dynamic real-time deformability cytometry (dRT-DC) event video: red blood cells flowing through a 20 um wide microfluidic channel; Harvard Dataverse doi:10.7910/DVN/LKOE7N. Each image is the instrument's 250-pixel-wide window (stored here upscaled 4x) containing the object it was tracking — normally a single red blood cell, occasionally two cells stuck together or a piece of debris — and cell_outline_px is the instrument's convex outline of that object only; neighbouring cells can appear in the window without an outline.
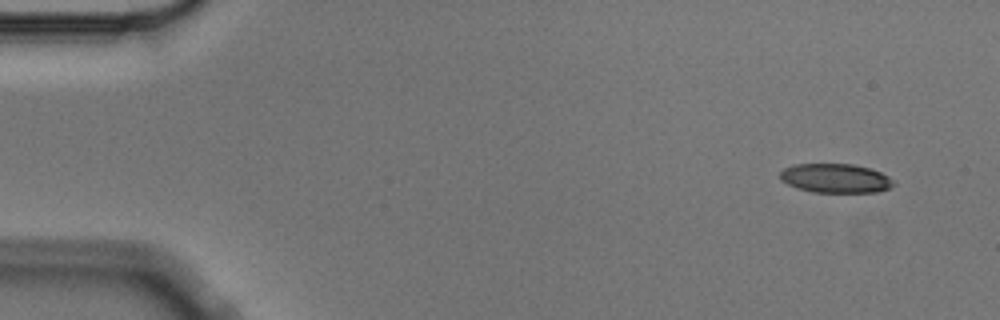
{"species": "Egyptian fruit bat (a non-hibernating species)", "species_latin": "Rousettus aegyptiacus", "temperature_condition": "cold", "stored_images_in_passage": 5, "camera_frame_rate_fps": 3000, "um_per_image_px": 0.085, "animal": {"sex": "male"}, "frame": {"image": 1, "passage_image": 1, "time_ms": 0.0, "image_size_px": [1000, 320], "cell_outline_px": [[896, 184], [892, 188], [876, 192], [812, 192], [796, 188], [780, 180], [780, 172], [784, 168], [796, 164], [852, 164], [868, 168], [880, 172], [888, 176]], "centroid_in_image_um": [71.02, 15.16], "position_along_channel_um": 14.0, "area_um2": 19.31}}
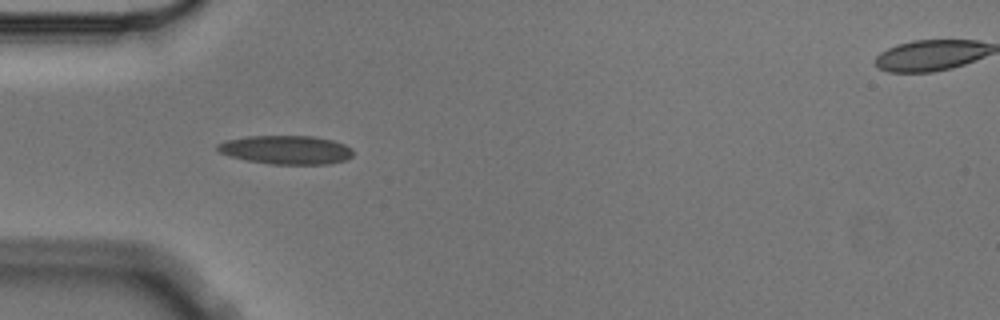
{"frame": {"image": 2, "passage_image": 4, "time_ms": 1.0, "image_size_px": [1000, 320], "cell_outline_px": [[352, 156], [344, 160], [328, 164], [272, 164], [248, 160], [228, 156], [220, 152], [216, 148], [216, 144], [228, 140], [248, 136], [312, 136], [332, 140], [344, 144], [352, 148]], "centroid_in_image_um": [24.32, 12.73], "position_along_channel_um": 60.7, "area_um2": 22.54}}
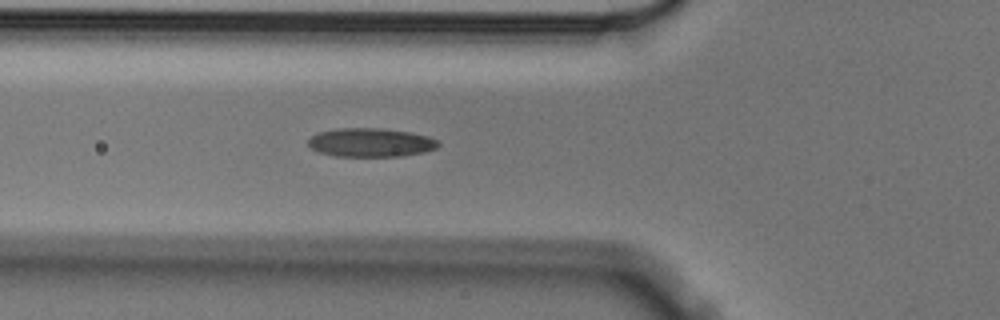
{"frame": {"image": 3, "passage_image": 5, "time_ms": 1.333, "image_size_px": [1000, 320], "cell_outline_px": [[440, 144], [436, 148], [424, 152], [404, 156], [332, 156], [320, 152], [312, 148], [308, 144], [308, 140], [316, 132], [336, 128], [380, 128], [408, 132], [428, 136], [436, 140]], "centroid_in_image_um": [31.49, 12.11], "position_along_channel_um": 94.3, "area_um2": 21.79}}